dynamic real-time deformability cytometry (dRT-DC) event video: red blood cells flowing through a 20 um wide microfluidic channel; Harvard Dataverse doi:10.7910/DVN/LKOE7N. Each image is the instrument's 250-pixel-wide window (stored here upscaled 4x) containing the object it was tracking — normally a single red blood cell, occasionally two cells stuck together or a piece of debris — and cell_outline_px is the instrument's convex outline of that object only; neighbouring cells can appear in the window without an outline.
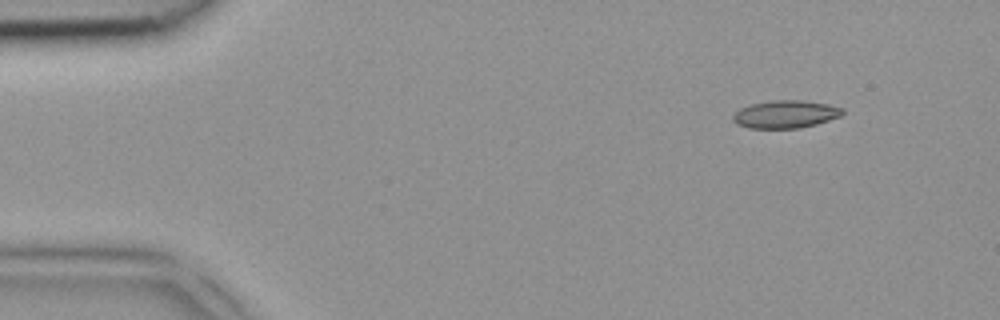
{"species": "common noctule bat (a hibernating species)", "species_latin": "Nyctalus noctula", "temperature_condition": "room temperature", "stored_images_in_passage": 3, "camera_frame_rate_fps": 3000, "um_per_image_px": 0.085, "animal": {"sex": "female", "body_mass_g": 18.4}, "frame": {"image": 1, "passage_image": 1, "time_ms": 0.0, "image_size_px": [1000, 320], "cell_outline_px": [[844, 112], [840, 116], [816, 124], [800, 128], [748, 128], [736, 124], [732, 120], [732, 116], [740, 108], [748, 104], [768, 100], [804, 100], [828, 104], [844, 108]], "centroid_in_image_um": [66.74, 9.7], "position_along_channel_um": 18.3, "area_um2": 17.92}}